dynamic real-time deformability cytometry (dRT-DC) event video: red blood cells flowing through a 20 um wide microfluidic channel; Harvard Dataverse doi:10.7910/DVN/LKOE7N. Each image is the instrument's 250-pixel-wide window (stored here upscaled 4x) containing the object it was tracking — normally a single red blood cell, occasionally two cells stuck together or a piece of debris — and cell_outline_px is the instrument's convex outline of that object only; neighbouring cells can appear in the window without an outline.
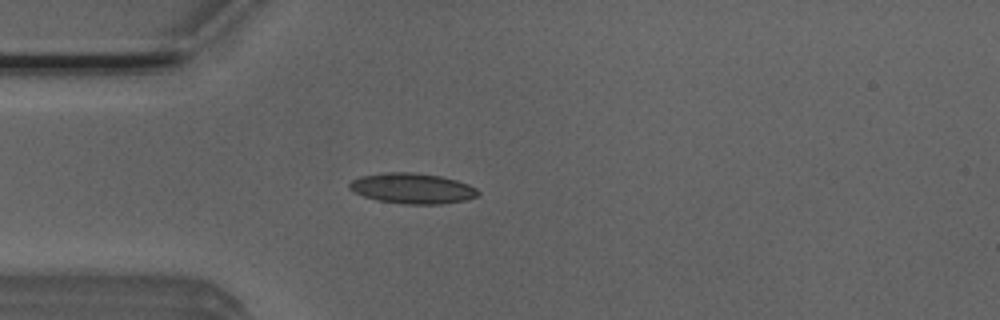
{"species": "Egyptian fruit bat (a non-hibernating species)", "species_latin": "Rousettus aegyptiacus", "temperature_condition": "room temperature", "stored_images_in_passage": 48, "camera_frame_rate_fps": 3000, "um_per_image_px": 0.085, "animal": {"sex": "male"}, "frame": {"image": 1, "passage_image": 10, "time_ms": 3.0, "image_size_px": [1000, 320], "cell_outline_px": [[480, 192], [476, 196], [468, 200], [440, 204], [404, 204], [376, 200], [364, 196], [348, 188], [348, 184], [352, 180], [360, 176], [384, 172], [412, 172], [440, 176], [456, 180], [468, 184], [476, 188]], "centroid_in_image_um": [35.05, 16.01], "position_along_channel_um": 50.0, "area_um2": 22.89}}
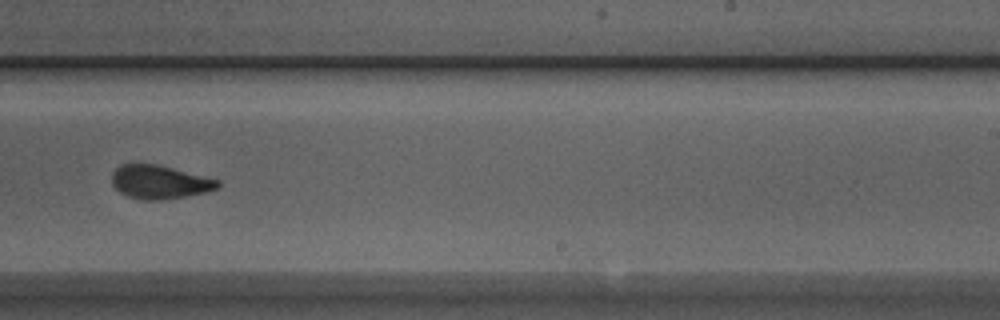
{"frame": {"image": 2, "passage_image": 28, "time_ms": 9.0, "image_size_px": [1000, 320], "cell_outline_px": [[220, 184], [216, 188], [204, 192], [184, 196], [160, 200], [140, 200], [128, 196], [120, 192], [112, 184], [112, 172], [120, 164], [136, 160], [156, 164], [220, 180]], "centroid_in_image_um": [13.48, 15.43], "position_along_channel_um": 275.5, "area_um2": 20.98}}
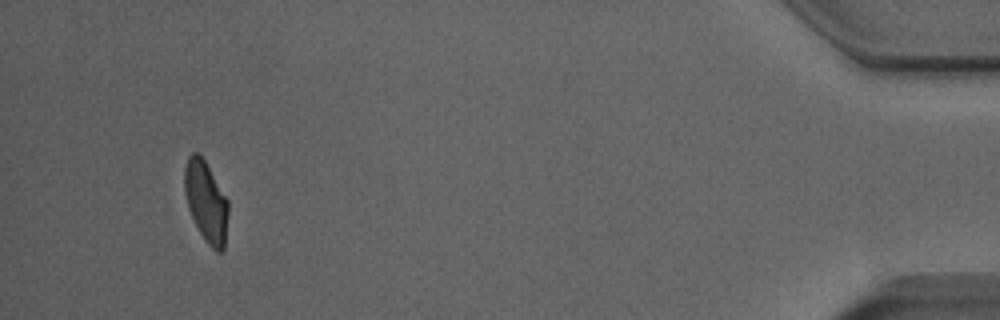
{"frame": {"image": 3, "passage_image": 45, "time_ms": 14.667, "image_size_px": [1000, 320], "cell_outline_px": [[228, 212], [224, 248], [220, 252], [216, 252], [204, 240], [188, 208], [184, 192], [184, 168], [188, 156], [192, 152], [196, 152], [204, 160], [228, 200]], "centroid_in_image_um": [17.5, 17.14], "position_along_channel_um": 417.7, "area_um2": 20.4}, "authors_computed_cell_mechanics": {"area_um2": 20.9814, "velocity_mm_per_s": 3.9131, "shape_relaxation_time_tau1_ms": 5.5235, "shape_relaxation_time_tau2_ms": 1.3453, "deformation_change_tau1": 0.1488, "deformation_change_tau2": 0.0758}}